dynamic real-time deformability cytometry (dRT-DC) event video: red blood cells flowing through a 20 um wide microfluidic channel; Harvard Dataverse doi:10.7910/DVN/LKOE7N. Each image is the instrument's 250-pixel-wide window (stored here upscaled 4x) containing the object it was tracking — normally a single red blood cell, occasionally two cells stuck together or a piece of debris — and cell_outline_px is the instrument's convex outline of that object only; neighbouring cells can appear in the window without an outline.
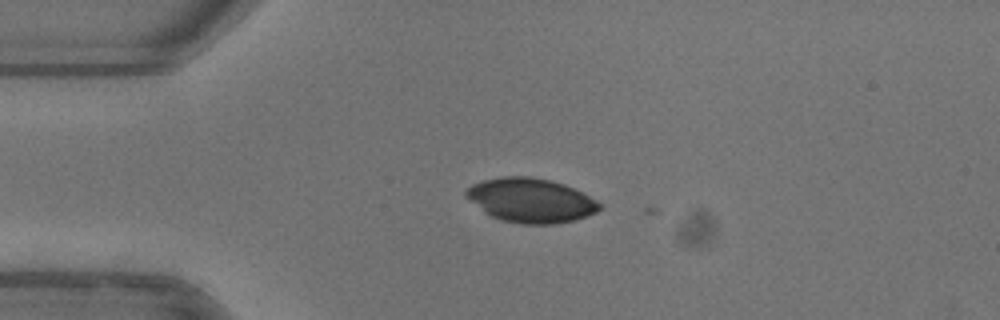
{"species": "common noctule bat (a hibernating species)", "species_latin": "Nyctalus noctula", "temperature_condition": "warm", "stored_images_in_passage": 4, "camera_frame_rate_fps": 3000, "um_per_image_px": 0.085, "animal": {"sex": "female"}, "frame": {"image": 1, "passage_image": 2, "time_ms": 0.333, "image_size_px": [1000, 320], "cell_outline_px": [[600, 208], [596, 212], [588, 216], [576, 220], [556, 224], [520, 224], [500, 220], [484, 212], [464, 196], [464, 192], [472, 184], [484, 180], [500, 176], [532, 176], [564, 184], [596, 200], [600, 204]], "centroid_in_image_um": [45.08, 17.04], "position_along_channel_um": 39.9, "area_um2": 34.45}}